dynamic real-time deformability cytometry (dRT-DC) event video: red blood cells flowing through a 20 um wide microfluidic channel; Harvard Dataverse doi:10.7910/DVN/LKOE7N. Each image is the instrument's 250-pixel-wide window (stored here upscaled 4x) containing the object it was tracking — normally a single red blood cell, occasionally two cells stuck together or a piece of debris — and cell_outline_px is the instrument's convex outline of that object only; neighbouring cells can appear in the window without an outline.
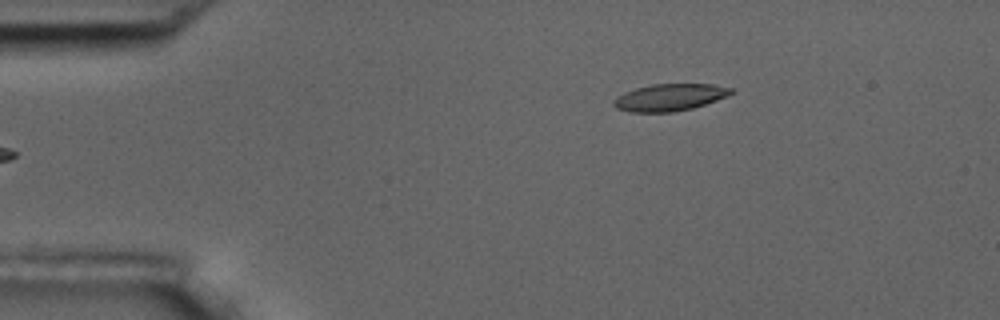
{"species": "common noctule bat (a hibernating species)", "species_latin": "Nyctalus noctula", "temperature_condition": "room temperature", "stored_images_in_passage": 4, "camera_frame_rate_fps": 3000, "um_per_image_px": 0.085, "animal": {"sex": "male", "body_mass_g": 17.5, "forearm_length_mm": 52.3}, "frame": {"image": 1, "passage_image": 4, "time_ms": 3.333, "image_size_px": [1000, 320], "cell_outline_px": [[736, 92], [728, 96], [692, 108], [672, 112], [628, 112], [616, 108], [612, 104], [612, 100], [616, 96], [624, 92], [636, 88], [652, 84], [712, 84], [732, 88]], "centroid_in_image_um": [56.9, 8.27], "position_along_channel_um": 28.1, "area_um2": 18.61}}